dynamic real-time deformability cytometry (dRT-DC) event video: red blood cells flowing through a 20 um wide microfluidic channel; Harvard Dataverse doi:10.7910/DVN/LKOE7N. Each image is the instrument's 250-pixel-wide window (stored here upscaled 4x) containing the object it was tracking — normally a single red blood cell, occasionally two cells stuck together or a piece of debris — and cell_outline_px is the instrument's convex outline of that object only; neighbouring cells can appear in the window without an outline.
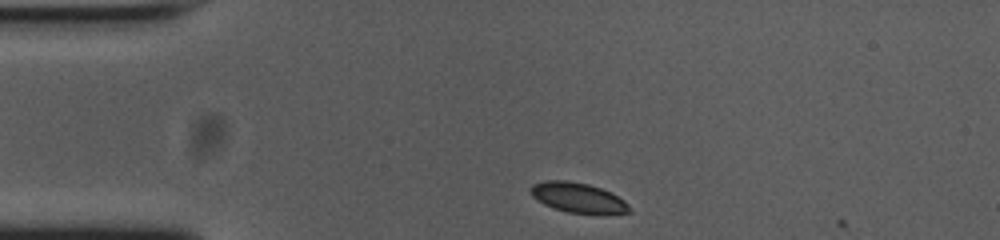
{"species": "common noctule bat (a hibernating species)", "species_latin": "Nyctalus noctula", "temperature_condition": "cold", "stored_images_in_passage": 3, "camera_frame_rate_fps": 3000, "um_per_image_px": 0.085, "animal": {"sex": "female", "body_mass_g": 23.0, "forearm_length_mm": 53.4}, "frame": {"image": 1, "passage_image": 1, "time_ms": 0.0, "image_size_px": [1000, 240], "cell_outline_px": [[632, 212], [568, 212], [544, 204], [532, 196], [528, 188], [532, 184], [544, 180], [568, 180], [588, 184], [612, 192], [624, 200], [628, 204]], "centroid_in_image_um": [49.07, 16.75], "position_along_channel_um": 35.9, "area_um2": 16.88}}